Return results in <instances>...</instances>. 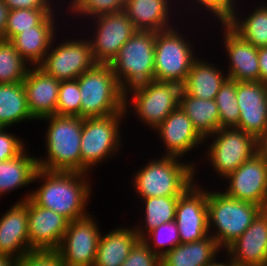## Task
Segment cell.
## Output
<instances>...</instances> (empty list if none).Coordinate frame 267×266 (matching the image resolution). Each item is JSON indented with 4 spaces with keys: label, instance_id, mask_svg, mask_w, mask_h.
I'll list each match as a JSON object with an SVG mask.
<instances>
[{
    "label": "cell",
    "instance_id": "obj_1",
    "mask_svg": "<svg viewBox=\"0 0 267 266\" xmlns=\"http://www.w3.org/2000/svg\"><path fill=\"white\" fill-rule=\"evenodd\" d=\"M88 173L46 171L38 168L33 183L42 184L19 202L31 198L38 206L55 211L69 221L82 218L89 214L87 204L92 196L93 189L87 179Z\"/></svg>",
    "mask_w": 267,
    "mask_h": 266
},
{
    "label": "cell",
    "instance_id": "obj_2",
    "mask_svg": "<svg viewBox=\"0 0 267 266\" xmlns=\"http://www.w3.org/2000/svg\"><path fill=\"white\" fill-rule=\"evenodd\" d=\"M48 121L45 135L46 157H37L38 168L46 171L81 172V135L83 118L51 115L40 119Z\"/></svg>",
    "mask_w": 267,
    "mask_h": 266
},
{
    "label": "cell",
    "instance_id": "obj_3",
    "mask_svg": "<svg viewBox=\"0 0 267 266\" xmlns=\"http://www.w3.org/2000/svg\"><path fill=\"white\" fill-rule=\"evenodd\" d=\"M151 160L134 174L132 186L138 198L181 196L196 181L195 162L184 164L178 157L165 155Z\"/></svg>",
    "mask_w": 267,
    "mask_h": 266
},
{
    "label": "cell",
    "instance_id": "obj_4",
    "mask_svg": "<svg viewBox=\"0 0 267 266\" xmlns=\"http://www.w3.org/2000/svg\"><path fill=\"white\" fill-rule=\"evenodd\" d=\"M80 89V118L105 117L125 110V92L110 64L96 63L77 79Z\"/></svg>",
    "mask_w": 267,
    "mask_h": 266
},
{
    "label": "cell",
    "instance_id": "obj_5",
    "mask_svg": "<svg viewBox=\"0 0 267 266\" xmlns=\"http://www.w3.org/2000/svg\"><path fill=\"white\" fill-rule=\"evenodd\" d=\"M207 210L209 235L214 237L223 252L243 234L263 208L232 198L225 192L210 190Z\"/></svg>",
    "mask_w": 267,
    "mask_h": 266
},
{
    "label": "cell",
    "instance_id": "obj_6",
    "mask_svg": "<svg viewBox=\"0 0 267 266\" xmlns=\"http://www.w3.org/2000/svg\"><path fill=\"white\" fill-rule=\"evenodd\" d=\"M156 32L136 31L110 63L121 89H129L154 80Z\"/></svg>",
    "mask_w": 267,
    "mask_h": 266
},
{
    "label": "cell",
    "instance_id": "obj_7",
    "mask_svg": "<svg viewBox=\"0 0 267 266\" xmlns=\"http://www.w3.org/2000/svg\"><path fill=\"white\" fill-rule=\"evenodd\" d=\"M127 112L105 117L83 118L81 135V173H89L94 167L121 150V121ZM124 117V118H123Z\"/></svg>",
    "mask_w": 267,
    "mask_h": 266
},
{
    "label": "cell",
    "instance_id": "obj_8",
    "mask_svg": "<svg viewBox=\"0 0 267 266\" xmlns=\"http://www.w3.org/2000/svg\"><path fill=\"white\" fill-rule=\"evenodd\" d=\"M181 91L182 85L179 83L151 80L125 93V110L127 112L132 104L130 107H133L134 112L136 111L135 115L139 117V120L154 130L173 110L179 107Z\"/></svg>",
    "mask_w": 267,
    "mask_h": 266
},
{
    "label": "cell",
    "instance_id": "obj_9",
    "mask_svg": "<svg viewBox=\"0 0 267 266\" xmlns=\"http://www.w3.org/2000/svg\"><path fill=\"white\" fill-rule=\"evenodd\" d=\"M179 30L172 27L156 32L154 51V79L170 81L182 85L198 58L194 44Z\"/></svg>",
    "mask_w": 267,
    "mask_h": 266
},
{
    "label": "cell",
    "instance_id": "obj_10",
    "mask_svg": "<svg viewBox=\"0 0 267 266\" xmlns=\"http://www.w3.org/2000/svg\"><path fill=\"white\" fill-rule=\"evenodd\" d=\"M205 157L220 178H226L258 153L257 139L238 128H220L211 136Z\"/></svg>",
    "mask_w": 267,
    "mask_h": 266
},
{
    "label": "cell",
    "instance_id": "obj_11",
    "mask_svg": "<svg viewBox=\"0 0 267 266\" xmlns=\"http://www.w3.org/2000/svg\"><path fill=\"white\" fill-rule=\"evenodd\" d=\"M63 41L55 44L56 40H53L49 51L38 67L57 80H75L91 69L96 62L87 37L85 39L70 37V40Z\"/></svg>",
    "mask_w": 267,
    "mask_h": 266
},
{
    "label": "cell",
    "instance_id": "obj_12",
    "mask_svg": "<svg viewBox=\"0 0 267 266\" xmlns=\"http://www.w3.org/2000/svg\"><path fill=\"white\" fill-rule=\"evenodd\" d=\"M92 37L88 38L96 63L110 64L120 48L137 31L124 10L92 18ZM96 34H95V33Z\"/></svg>",
    "mask_w": 267,
    "mask_h": 266
},
{
    "label": "cell",
    "instance_id": "obj_13",
    "mask_svg": "<svg viewBox=\"0 0 267 266\" xmlns=\"http://www.w3.org/2000/svg\"><path fill=\"white\" fill-rule=\"evenodd\" d=\"M94 216L69 221L57 251L64 266H93L102 233Z\"/></svg>",
    "mask_w": 267,
    "mask_h": 266
},
{
    "label": "cell",
    "instance_id": "obj_14",
    "mask_svg": "<svg viewBox=\"0 0 267 266\" xmlns=\"http://www.w3.org/2000/svg\"><path fill=\"white\" fill-rule=\"evenodd\" d=\"M195 183L179 197L176 205L175 222L181 243L200 241L209 235L208 189Z\"/></svg>",
    "mask_w": 267,
    "mask_h": 266
},
{
    "label": "cell",
    "instance_id": "obj_15",
    "mask_svg": "<svg viewBox=\"0 0 267 266\" xmlns=\"http://www.w3.org/2000/svg\"><path fill=\"white\" fill-rule=\"evenodd\" d=\"M228 196L267 209V160L259 153L245 161L226 178Z\"/></svg>",
    "mask_w": 267,
    "mask_h": 266
},
{
    "label": "cell",
    "instance_id": "obj_16",
    "mask_svg": "<svg viewBox=\"0 0 267 266\" xmlns=\"http://www.w3.org/2000/svg\"><path fill=\"white\" fill-rule=\"evenodd\" d=\"M69 220L28 198V235L31 250H57Z\"/></svg>",
    "mask_w": 267,
    "mask_h": 266
},
{
    "label": "cell",
    "instance_id": "obj_17",
    "mask_svg": "<svg viewBox=\"0 0 267 266\" xmlns=\"http://www.w3.org/2000/svg\"><path fill=\"white\" fill-rule=\"evenodd\" d=\"M238 129L258 139L267 129V84L237 81Z\"/></svg>",
    "mask_w": 267,
    "mask_h": 266
},
{
    "label": "cell",
    "instance_id": "obj_18",
    "mask_svg": "<svg viewBox=\"0 0 267 266\" xmlns=\"http://www.w3.org/2000/svg\"><path fill=\"white\" fill-rule=\"evenodd\" d=\"M223 29V45L228 59V78L239 82L260 81L258 48L241 38L225 22H220Z\"/></svg>",
    "mask_w": 267,
    "mask_h": 266
},
{
    "label": "cell",
    "instance_id": "obj_19",
    "mask_svg": "<svg viewBox=\"0 0 267 266\" xmlns=\"http://www.w3.org/2000/svg\"><path fill=\"white\" fill-rule=\"evenodd\" d=\"M154 130L166 148L163 151L166 152L165 156L182 159L190 150L205 143V139L180 107L173 110Z\"/></svg>",
    "mask_w": 267,
    "mask_h": 266
},
{
    "label": "cell",
    "instance_id": "obj_20",
    "mask_svg": "<svg viewBox=\"0 0 267 266\" xmlns=\"http://www.w3.org/2000/svg\"><path fill=\"white\" fill-rule=\"evenodd\" d=\"M237 266H267V209L226 250Z\"/></svg>",
    "mask_w": 267,
    "mask_h": 266
},
{
    "label": "cell",
    "instance_id": "obj_21",
    "mask_svg": "<svg viewBox=\"0 0 267 266\" xmlns=\"http://www.w3.org/2000/svg\"><path fill=\"white\" fill-rule=\"evenodd\" d=\"M60 82L38 66H30L23 86L29 111L35 120L56 114Z\"/></svg>",
    "mask_w": 267,
    "mask_h": 266
},
{
    "label": "cell",
    "instance_id": "obj_22",
    "mask_svg": "<svg viewBox=\"0 0 267 266\" xmlns=\"http://www.w3.org/2000/svg\"><path fill=\"white\" fill-rule=\"evenodd\" d=\"M0 254L20 258L31 251L28 235V199L17 201L0 216Z\"/></svg>",
    "mask_w": 267,
    "mask_h": 266
},
{
    "label": "cell",
    "instance_id": "obj_23",
    "mask_svg": "<svg viewBox=\"0 0 267 266\" xmlns=\"http://www.w3.org/2000/svg\"><path fill=\"white\" fill-rule=\"evenodd\" d=\"M55 13L53 12L41 25L22 31L11 40L20 56L31 66H38L44 60L53 40L58 37Z\"/></svg>",
    "mask_w": 267,
    "mask_h": 266
},
{
    "label": "cell",
    "instance_id": "obj_24",
    "mask_svg": "<svg viewBox=\"0 0 267 266\" xmlns=\"http://www.w3.org/2000/svg\"><path fill=\"white\" fill-rule=\"evenodd\" d=\"M170 2L175 3L173 0H127L124 11L137 31L160 32L175 27L169 19L173 17Z\"/></svg>",
    "mask_w": 267,
    "mask_h": 266
},
{
    "label": "cell",
    "instance_id": "obj_25",
    "mask_svg": "<svg viewBox=\"0 0 267 266\" xmlns=\"http://www.w3.org/2000/svg\"><path fill=\"white\" fill-rule=\"evenodd\" d=\"M134 227V228H133ZM120 226L101 234L93 266H122L131 249L140 240L135 226Z\"/></svg>",
    "mask_w": 267,
    "mask_h": 266
},
{
    "label": "cell",
    "instance_id": "obj_26",
    "mask_svg": "<svg viewBox=\"0 0 267 266\" xmlns=\"http://www.w3.org/2000/svg\"><path fill=\"white\" fill-rule=\"evenodd\" d=\"M208 60L197 58L189 70L182 90L188 95L205 100L215 99L222 84L228 78L224 71Z\"/></svg>",
    "mask_w": 267,
    "mask_h": 266
},
{
    "label": "cell",
    "instance_id": "obj_27",
    "mask_svg": "<svg viewBox=\"0 0 267 266\" xmlns=\"http://www.w3.org/2000/svg\"><path fill=\"white\" fill-rule=\"evenodd\" d=\"M221 251L212 235L200 241L180 243L160 258L161 266H206Z\"/></svg>",
    "mask_w": 267,
    "mask_h": 266
},
{
    "label": "cell",
    "instance_id": "obj_28",
    "mask_svg": "<svg viewBox=\"0 0 267 266\" xmlns=\"http://www.w3.org/2000/svg\"><path fill=\"white\" fill-rule=\"evenodd\" d=\"M179 107L189 117L197 132L205 139V143L209 136L220 129V116L215 99L196 98L182 90Z\"/></svg>",
    "mask_w": 267,
    "mask_h": 266
},
{
    "label": "cell",
    "instance_id": "obj_29",
    "mask_svg": "<svg viewBox=\"0 0 267 266\" xmlns=\"http://www.w3.org/2000/svg\"><path fill=\"white\" fill-rule=\"evenodd\" d=\"M25 149L15 158L0 162V197L33 183L38 169L37 157Z\"/></svg>",
    "mask_w": 267,
    "mask_h": 266
},
{
    "label": "cell",
    "instance_id": "obj_30",
    "mask_svg": "<svg viewBox=\"0 0 267 266\" xmlns=\"http://www.w3.org/2000/svg\"><path fill=\"white\" fill-rule=\"evenodd\" d=\"M237 7L224 21L241 38L250 42L255 48L267 47V3L258 5L244 18L237 15ZM242 19V20H241Z\"/></svg>",
    "mask_w": 267,
    "mask_h": 266
},
{
    "label": "cell",
    "instance_id": "obj_31",
    "mask_svg": "<svg viewBox=\"0 0 267 266\" xmlns=\"http://www.w3.org/2000/svg\"><path fill=\"white\" fill-rule=\"evenodd\" d=\"M35 120L28 108L23 82L0 84V127Z\"/></svg>",
    "mask_w": 267,
    "mask_h": 266
},
{
    "label": "cell",
    "instance_id": "obj_32",
    "mask_svg": "<svg viewBox=\"0 0 267 266\" xmlns=\"http://www.w3.org/2000/svg\"><path fill=\"white\" fill-rule=\"evenodd\" d=\"M180 196H161L141 198L144 206V221L135 225V231L140 239L158 226L175 221L176 205ZM145 224V225H144ZM145 226V227H144Z\"/></svg>",
    "mask_w": 267,
    "mask_h": 266
},
{
    "label": "cell",
    "instance_id": "obj_33",
    "mask_svg": "<svg viewBox=\"0 0 267 266\" xmlns=\"http://www.w3.org/2000/svg\"><path fill=\"white\" fill-rule=\"evenodd\" d=\"M29 66L11 41L0 39V84L23 82Z\"/></svg>",
    "mask_w": 267,
    "mask_h": 266
},
{
    "label": "cell",
    "instance_id": "obj_34",
    "mask_svg": "<svg viewBox=\"0 0 267 266\" xmlns=\"http://www.w3.org/2000/svg\"><path fill=\"white\" fill-rule=\"evenodd\" d=\"M54 11V8L11 9L5 26L4 40L11 41L22 31L41 25Z\"/></svg>",
    "mask_w": 267,
    "mask_h": 266
},
{
    "label": "cell",
    "instance_id": "obj_35",
    "mask_svg": "<svg viewBox=\"0 0 267 266\" xmlns=\"http://www.w3.org/2000/svg\"><path fill=\"white\" fill-rule=\"evenodd\" d=\"M220 128H237L240 110L237 100V81L227 78L215 98Z\"/></svg>",
    "mask_w": 267,
    "mask_h": 266
},
{
    "label": "cell",
    "instance_id": "obj_36",
    "mask_svg": "<svg viewBox=\"0 0 267 266\" xmlns=\"http://www.w3.org/2000/svg\"><path fill=\"white\" fill-rule=\"evenodd\" d=\"M178 232L176 222L170 221L153 229L141 240L161 258L164 254L181 243Z\"/></svg>",
    "mask_w": 267,
    "mask_h": 266
},
{
    "label": "cell",
    "instance_id": "obj_37",
    "mask_svg": "<svg viewBox=\"0 0 267 266\" xmlns=\"http://www.w3.org/2000/svg\"><path fill=\"white\" fill-rule=\"evenodd\" d=\"M71 1V2H70ZM68 5V10L70 15L74 14L73 17L76 18L80 16L81 18H92L99 15L109 14L113 12H118L124 10L127 0H70ZM72 12V13H71ZM87 16V17H86Z\"/></svg>",
    "mask_w": 267,
    "mask_h": 266
},
{
    "label": "cell",
    "instance_id": "obj_38",
    "mask_svg": "<svg viewBox=\"0 0 267 266\" xmlns=\"http://www.w3.org/2000/svg\"><path fill=\"white\" fill-rule=\"evenodd\" d=\"M78 81H61L58 90L56 115L78 116L80 114L81 97Z\"/></svg>",
    "mask_w": 267,
    "mask_h": 266
},
{
    "label": "cell",
    "instance_id": "obj_39",
    "mask_svg": "<svg viewBox=\"0 0 267 266\" xmlns=\"http://www.w3.org/2000/svg\"><path fill=\"white\" fill-rule=\"evenodd\" d=\"M16 266H64L57 250H31L22 255Z\"/></svg>",
    "mask_w": 267,
    "mask_h": 266
},
{
    "label": "cell",
    "instance_id": "obj_40",
    "mask_svg": "<svg viewBox=\"0 0 267 266\" xmlns=\"http://www.w3.org/2000/svg\"><path fill=\"white\" fill-rule=\"evenodd\" d=\"M237 3L239 2L236 0H192L189 2V6L192 7L197 4L196 6H198V10L202 11L201 9H204V11L206 10V12H210V14H212V18L214 16V18H217L219 22H224L230 16L231 12L236 7L238 8Z\"/></svg>",
    "mask_w": 267,
    "mask_h": 266
},
{
    "label": "cell",
    "instance_id": "obj_41",
    "mask_svg": "<svg viewBox=\"0 0 267 266\" xmlns=\"http://www.w3.org/2000/svg\"><path fill=\"white\" fill-rule=\"evenodd\" d=\"M122 266H161L160 257L140 239L131 249Z\"/></svg>",
    "mask_w": 267,
    "mask_h": 266
},
{
    "label": "cell",
    "instance_id": "obj_42",
    "mask_svg": "<svg viewBox=\"0 0 267 266\" xmlns=\"http://www.w3.org/2000/svg\"><path fill=\"white\" fill-rule=\"evenodd\" d=\"M6 128L0 127V162L15 158L25 148L23 138L9 133Z\"/></svg>",
    "mask_w": 267,
    "mask_h": 266
},
{
    "label": "cell",
    "instance_id": "obj_43",
    "mask_svg": "<svg viewBox=\"0 0 267 266\" xmlns=\"http://www.w3.org/2000/svg\"><path fill=\"white\" fill-rule=\"evenodd\" d=\"M52 0H5L9 9H31V8H55V1ZM52 3V4H51ZM54 3V5H53ZM55 6V7H54Z\"/></svg>",
    "mask_w": 267,
    "mask_h": 266
},
{
    "label": "cell",
    "instance_id": "obj_44",
    "mask_svg": "<svg viewBox=\"0 0 267 266\" xmlns=\"http://www.w3.org/2000/svg\"><path fill=\"white\" fill-rule=\"evenodd\" d=\"M260 82L267 84V47L258 48Z\"/></svg>",
    "mask_w": 267,
    "mask_h": 266
},
{
    "label": "cell",
    "instance_id": "obj_45",
    "mask_svg": "<svg viewBox=\"0 0 267 266\" xmlns=\"http://www.w3.org/2000/svg\"><path fill=\"white\" fill-rule=\"evenodd\" d=\"M9 7L5 0H0V39H4L5 26L9 15Z\"/></svg>",
    "mask_w": 267,
    "mask_h": 266
},
{
    "label": "cell",
    "instance_id": "obj_46",
    "mask_svg": "<svg viewBox=\"0 0 267 266\" xmlns=\"http://www.w3.org/2000/svg\"><path fill=\"white\" fill-rule=\"evenodd\" d=\"M257 143H258V153L261 154L267 160V129L257 139Z\"/></svg>",
    "mask_w": 267,
    "mask_h": 266
},
{
    "label": "cell",
    "instance_id": "obj_47",
    "mask_svg": "<svg viewBox=\"0 0 267 266\" xmlns=\"http://www.w3.org/2000/svg\"><path fill=\"white\" fill-rule=\"evenodd\" d=\"M18 258L0 254V266H16Z\"/></svg>",
    "mask_w": 267,
    "mask_h": 266
},
{
    "label": "cell",
    "instance_id": "obj_48",
    "mask_svg": "<svg viewBox=\"0 0 267 266\" xmlns=\"http://www.w3.org/2000/svg\"><path fill=\"white\" fill-rule=\"evenodd\" d=\"M228 257H225V259L229 258L226 262V260L223 262L218 261L216 258L208 263L206 266H237L236 263L231 259V257L227 254ZM219 262V263H218Z\"/></svg>",
    "mask_w": 267,
    "mask_h": 266
}]
</instances>
